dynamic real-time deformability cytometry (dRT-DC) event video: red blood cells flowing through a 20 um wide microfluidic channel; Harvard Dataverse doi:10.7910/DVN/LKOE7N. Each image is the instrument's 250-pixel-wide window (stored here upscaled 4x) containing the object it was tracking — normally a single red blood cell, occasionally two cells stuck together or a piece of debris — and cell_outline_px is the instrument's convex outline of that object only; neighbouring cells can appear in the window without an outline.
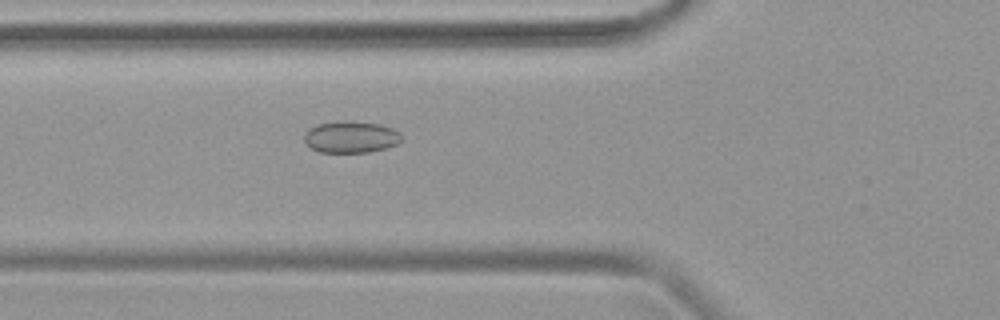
{"species": "common noctule bat (a hibernating species)", "species_latin": "Nyctalus noctula", "temperature_condition": "warm", "stored_images_in_passage": 43, "camera_frame_rate_fps": 3000, "um_per_image_px": 0.085, "animal": {"sex": "female", "body_mass_g": 19.9}, "frame": {"image": 1, "passage_image": 13, "time_ms": 4.0, "image_size_px": [1000, 320], "cell_outline_px": [[404, 140], [396, 144], [384, 148], [368, 152], [320, 152], [312, 148], [304, 140], [304, 132], [308, 128], [316, 124], [340, 120], [348, 120], [380, 124], [392, 128], [400, 132], [404, 136]], "centroid_in_image_um": [29.84, 11.62], "position_along_channel_um": 96.0, "area_um2": 18.26}}
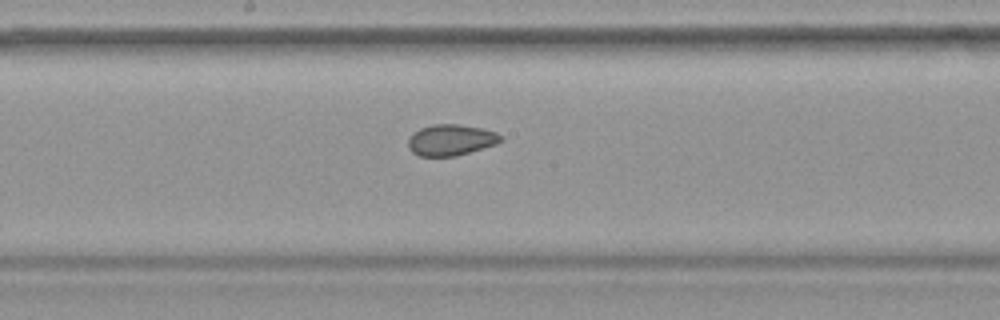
{"frame": {"image": 2, "passage_image": 21, "time_ms": 6.667, "image_size_px": [1000, 320], "cell_outline_px": [[504, 140], [496, 144], [456, 156], [420, 156], [412, 152], [408, 148], [408, 140], [412, 132], [420, 128], [432, 124], [460, 124], [484, 128], [496, 132], [504, 136]], "centroid_in_image_um": [38.34, 11.88], "position_along_channel_um": 209.9, "area_um2": 17.05}}
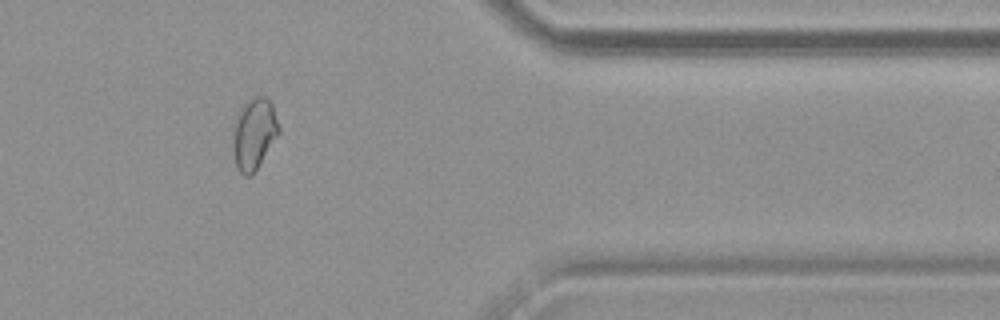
{"frame": {"image": 3, "passage_image": 35, "time_ms": 11.333, "image_size_px": [1000, 320], "cell_outline_px": [[280, 132], [256, 168], [248, 176], [244, 176], [236, 168], [232, 140], [232, 124], [240, 108], [248, 100], [256, 96], [264, 96], [272, 104], [280, 128]], "centroid_in_image_um": [21.56, 11.34], "position_along_channel_um": 389.8, "area_um2": 19.02}}